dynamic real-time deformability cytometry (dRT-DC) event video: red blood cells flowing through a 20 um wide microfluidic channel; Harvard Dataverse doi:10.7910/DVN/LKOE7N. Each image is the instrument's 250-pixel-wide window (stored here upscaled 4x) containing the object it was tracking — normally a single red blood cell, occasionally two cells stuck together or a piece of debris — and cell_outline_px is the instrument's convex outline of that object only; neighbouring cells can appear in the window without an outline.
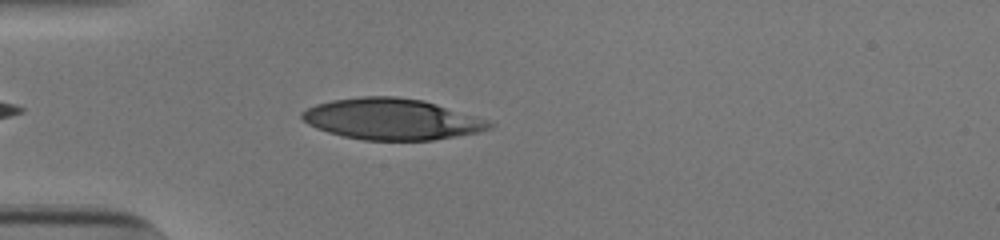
{"species": "human", "species_latin": "Homo sapiens", "temperature_condition": "cold", "stored_images_in_passage": 38, "camera_frame_rate_fps": 3000, "um_per_image_px": 0.085, "donor": {"sex": "male"}, "frame": {"image": 1, "passage_image": 4, "time_ms": 1.0, "image_size_px": [1000, 240], "cell_outline_px": [[496, 124], [492, 128], [480, 132], [432, 140], [364, 140], [344, 136], [328, 132], [316, 128], [308, 124], [300, 116], [300, 112], [316, 104], [332, 100], [360, 96], [396, 96], [424, 100], [476, 116], [488, 120]], "centroid_in_image_um": [33.31, 10.12], "position_along_channel_um": 51.7, "area_um2": 45.03}}
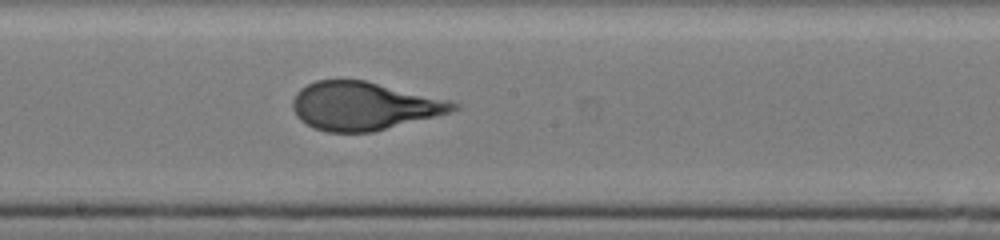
{"frame": {"image": 2, "passage_image": 18, "time_ms": 5.667, "image_size_px": [1000, 240], "cell_outline_px": [[460, 108], [448, 112], [372, 132], [328, 132], [312, 128], [300, 120], [296, 116], [292, 108], [292, 100], [296, 92], [300, 88], [316, 80], [364, 80], [452, 100], [460, 104]], "centroid_in_image_um": [30.88, 9.0], "position_along_channel_um": 217.3, "area_um2": 44.97}}
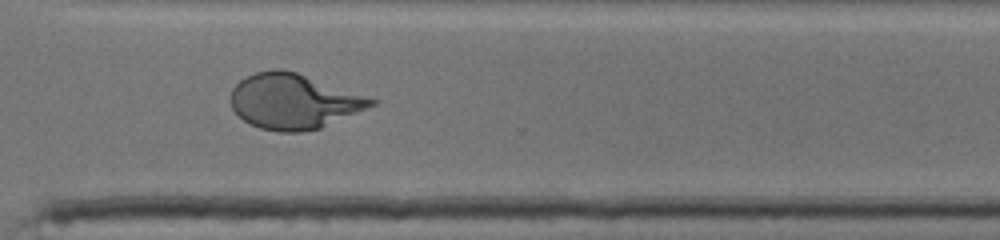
{"frame": {"image": 3, "passage_image": 28, "time_ms": 9.0, "image_size_px": [1000, 240], "cell_outline_px": [[376, 104], [320, 128], [300, 132], [280, 132], [260, 128], [244, 120], [232, 108], [232, 88], [240, 80], [256, 72], [276, 68], [280, 68], [296, 72], [376, 100]], "centroid_in_image_um": [24.92, 8.61], "position_along_channel_um": 345.7, "area_um2": 44.27}, "authors_computed_cell_mechanics": {"area_um2": 45.0262, "velocity_mm_per_s": 3.8538, "shape_relaxation_time_tau1_ms": 6.5018, "shape_relaxation_time_tau2_ms": null, "deformation_change_tau1": 0.2757, "deformation_change_tau2": null}}